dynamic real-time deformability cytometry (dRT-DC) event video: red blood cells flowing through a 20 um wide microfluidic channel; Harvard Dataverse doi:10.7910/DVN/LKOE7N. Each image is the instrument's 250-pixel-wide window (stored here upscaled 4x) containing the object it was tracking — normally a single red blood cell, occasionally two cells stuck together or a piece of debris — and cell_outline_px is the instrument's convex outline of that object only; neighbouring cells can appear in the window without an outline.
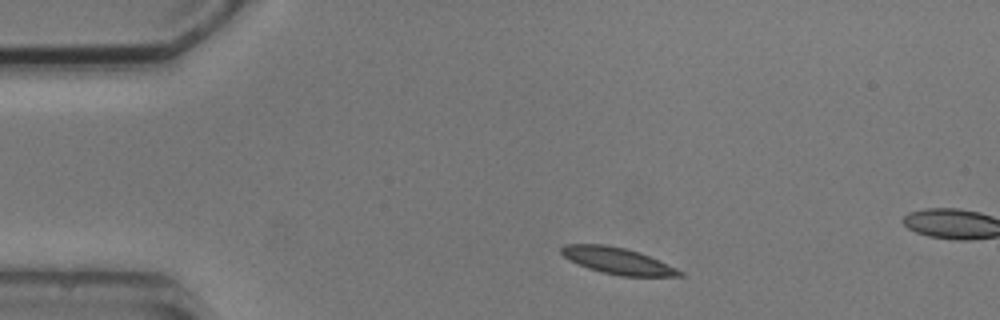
{"species": "common noctule bat (a hibernating species)", "species_latin": "Nyctalus noctula", "temperature_condition": "cold", "stored_images_in_passage": 3, "camera_frame_rate_fps": 3000, "um_per_image_px": 0.085, "animal": {"sex": "male", "body_mass_g": 20.5, "forearm_length_mm": 52.5}, "frame": {"image": 1, "passage_image": 1, "time_ms": 0.0, "image_size_px": [1000, 320], "cell_outline_px": [[684, 276], [620, 276], [588, 268], [564, 256], [560, 252], [560, 248], [564, 244], [604, 244], [624, 248], [648, 256], [676, 268], [684, 272]], "centroid_in_image_um": [52.49, 22.17], "position_along_channel_um": 32.5, "area_um2": 17.8}}